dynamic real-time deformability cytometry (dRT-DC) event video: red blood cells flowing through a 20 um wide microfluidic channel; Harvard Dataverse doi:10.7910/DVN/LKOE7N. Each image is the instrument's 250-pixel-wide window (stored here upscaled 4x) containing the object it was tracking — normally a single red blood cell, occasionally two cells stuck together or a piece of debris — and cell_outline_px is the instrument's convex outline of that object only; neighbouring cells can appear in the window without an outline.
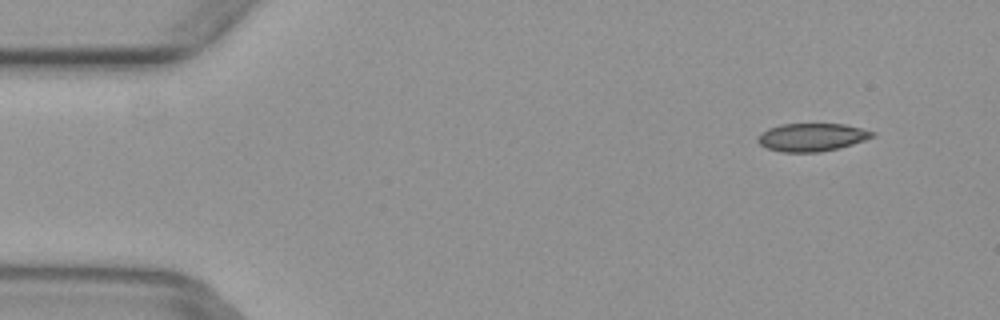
{"species": "common noctule bat (a hibernating species)", "species_latin": "Nyctalus noctula", "temperature_condition": "warm", "stored_images_in_passage": 8, "camera_frame_rate_fps": 3000, "um_per_image_px": 0.085, "animal": {"sex": "female", "body_mass_g": 29.2, "forearm_length_mm": 56.3}, "frame": {"image": 1, "passage_image": 2, "time_ms": 0.333, "image_size_px": [1000, 320], "cell_outline_px": [[876, 136], [840, 148], [820, 152], [780, 152], [768, 148], [760, 144], [756, 140], [760, 132], [768, 128], [780, 124], [844, 124], [876, 132]], "centroid_in_image_um": [69.0, 11.66], "position_along_channel_um": 16.0, "area_um2": 18.79}}
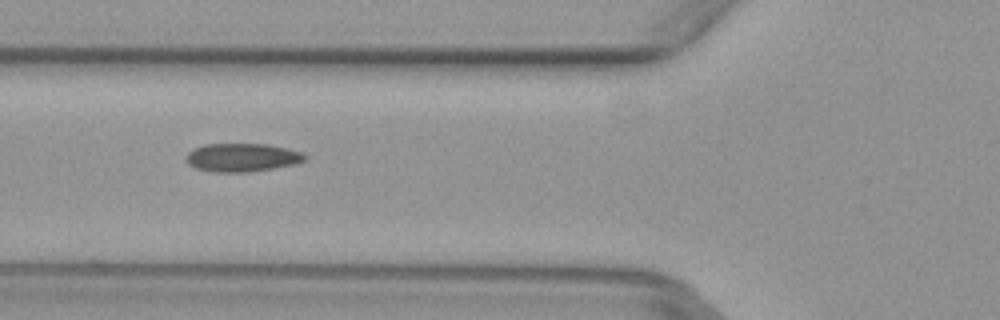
{"frame": {"image": 2, "passage_image": 6, "time_ms": 1.667, "image_size_px": [1000, 320], "cell_outline_px": [[308, 156], [304, 160], [292, 164], [272, 168], [248, 172], [212, 172], [196, 168], [188, 164], [184, 160], [184, 156], [188, 152], [204, 144], [264, 144], [288, 148], [300, 152]], "centroid_in_image_um": [20.52, 13.38], "position_along_channel_um": 105.3, "area_um2": 19.54}}